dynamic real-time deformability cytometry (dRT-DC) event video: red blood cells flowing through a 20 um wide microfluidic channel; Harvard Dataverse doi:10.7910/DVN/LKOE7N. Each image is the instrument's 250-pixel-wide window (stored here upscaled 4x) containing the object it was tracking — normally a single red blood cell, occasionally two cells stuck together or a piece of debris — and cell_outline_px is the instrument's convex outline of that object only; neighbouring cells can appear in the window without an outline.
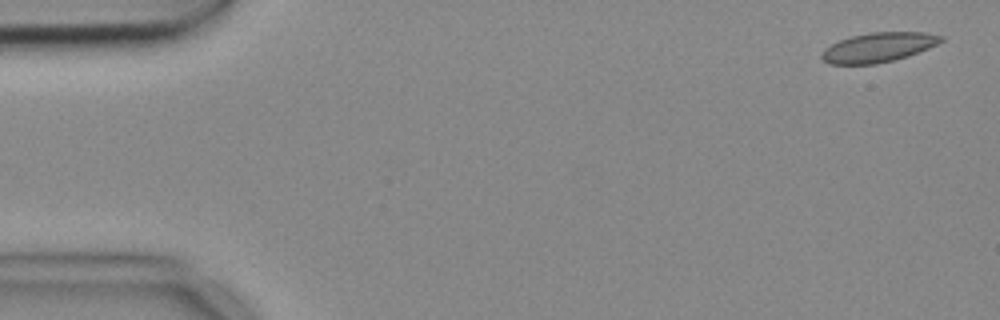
{"species": "common noctule bat (a hibernating species)", "species_latin": "Nyctalus noctula", "temperature_condition": "cold", "stored_images_in_passage": 6, "camera_frame_rate_fps": 3000, "um_per_image_px": 0.085, "animal": {"sex": "female", "body_mass_g": 18.4}, "frame": {"image": 1, "passage_image": 1, "time_ms": 0.0, "image_size_px": [1000, 320], "cell_outline_px": [[944, 40], [928, 48], [908, 56], [876, 64], [828, 64], [820, 56], [820, 52], [824, 48], [840, 40], [852, 36], [872, 32], [924, 32], [944, 36]], "centroid_in_image_um": [74.64, 4.02], "position_along_channel_um": 10.4, "area_um2": 20.46}}
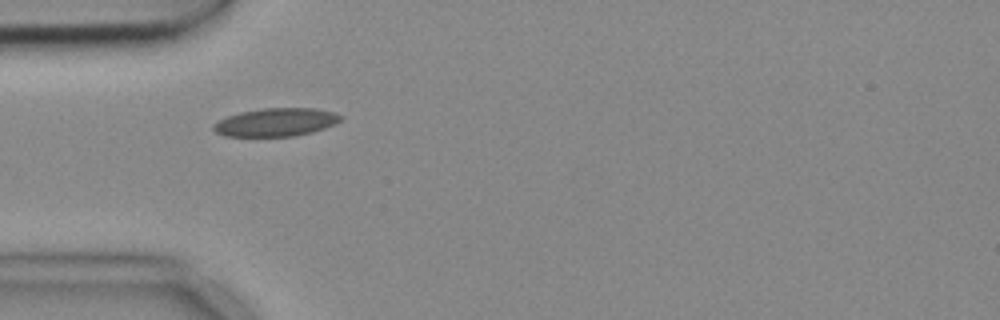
{"frame": {"image": 2, "passage_image": 5, "time_ms": 1.333, "image_size_px": [1000, 320], "cell_outline_px": [[344, 116], [340, 120], [324, 128], [312, 132], [292, 136], [224, 136], [216, 132], [212, 128], [212, 124], [228, 116], [240, 112], [260, 108], [316, 108], [336, 112]], "centroid_in_image_um": [23.45, 10.38], "position_along_channel_um": 61.5, "area_um2": 20.87}}